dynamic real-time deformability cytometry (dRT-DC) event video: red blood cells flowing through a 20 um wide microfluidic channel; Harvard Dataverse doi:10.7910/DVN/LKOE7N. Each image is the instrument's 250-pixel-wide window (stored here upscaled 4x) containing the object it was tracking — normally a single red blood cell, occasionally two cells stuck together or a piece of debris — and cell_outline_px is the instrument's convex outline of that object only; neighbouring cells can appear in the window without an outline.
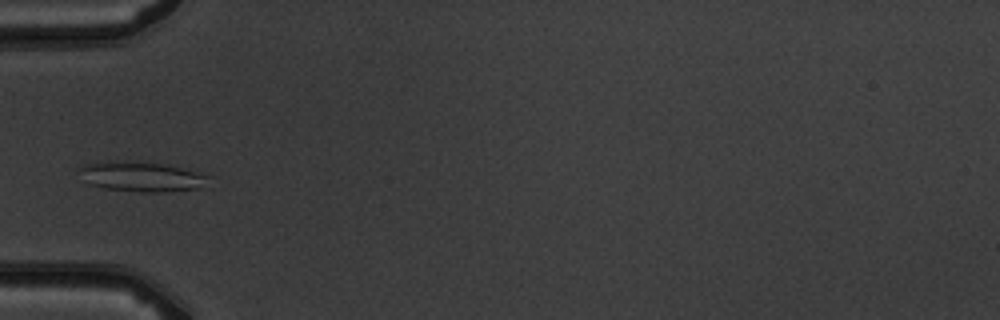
{"species": "common noctule bat (a hibernating species)", "species_latin": "Nyctalus noctula", "temperature_condition": "warm", "stored_images_in_passage": 5, "camera_frame_rate_fps": 3000, "um_per_image_px": 0.085, "animal": {"sex": "male", "body_mass_g": 19.5, "forearm_length_mm": 54.6}, "frame": {"image": 1, "passage_image": 5, "time_ms": 4.667, "image_size_px": [1000, 320], "cell_outline_px": [[216, 176], [208, 188], [164, 192], [140, 192], [104, 188], [92, 184], [76, 168], [84, 164], [108, 160], [124, 160], [168, 164]], "centroid_in_image_um": [12.23, 15.0], "position_along_channel_um": 72.8, "area_um2": 23.47}}